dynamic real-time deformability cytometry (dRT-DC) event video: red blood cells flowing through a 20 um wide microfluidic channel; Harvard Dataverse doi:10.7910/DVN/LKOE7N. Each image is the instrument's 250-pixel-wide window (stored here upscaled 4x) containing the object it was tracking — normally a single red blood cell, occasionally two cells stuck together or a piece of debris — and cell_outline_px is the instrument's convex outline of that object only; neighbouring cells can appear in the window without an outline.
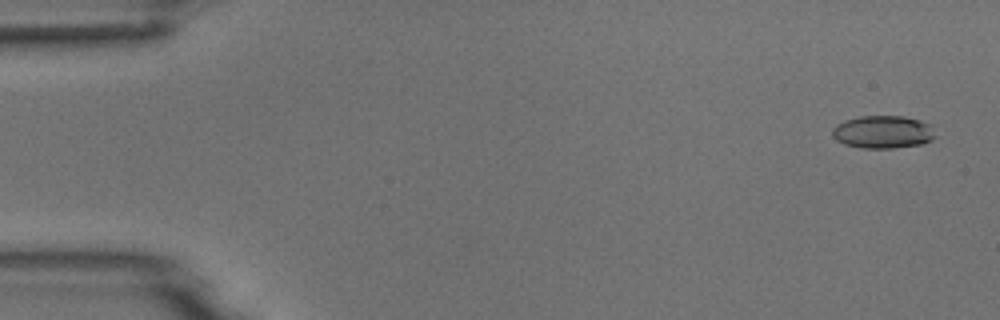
{"species": "common noctule bat (a hibernating species)", "species_latin": "Nyctalus noctula", "temperature_condition": "room temperature", "stored_images_in_passage": 4, "camera_frame_rate_fps": 3000, "um_per_image_px": 0.085, "animal": {"sex": "male", "body_mass_g": 18.8}, "frame": {"image": 1, "passage_image": 1, "time_ms": 0.0, "image_size_px": [1000, 320], "cell_outline_px": [[936, 136], [932, 140], [920, 144], [892, 148], [864, 148], [844, 144], [836, 140], [832, 136], [832, 128], [836, 124], [844, 120], [860, 116], [904, 116], [920, 120], [928, 124]], "centroid_in_image_um": [75.01, 11.21], "position_along_channel_um": 10.0, "area_um2": 19.65}}
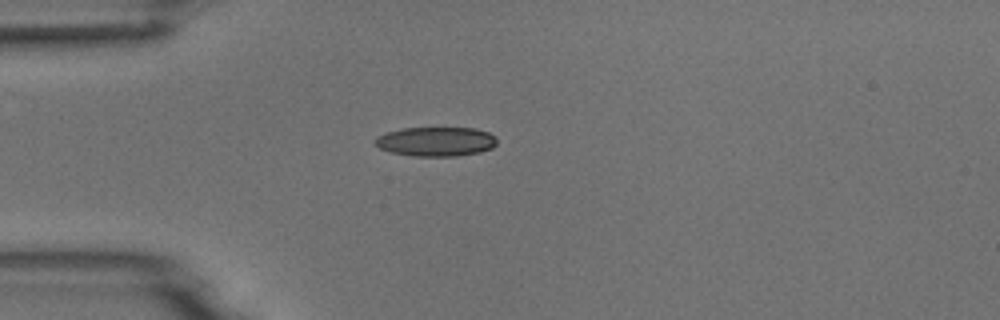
{"frame": {"image": 2, "passage_image": 4, "time_ms": 4.0, "image_size_px": [1000, 320], "cell_outline_px": [[496, 144], [492, 148], [480, 152], [456, 156], [412, 156], [392, 152], [380, 148], [376, 144], [376, 136], [388, 132], [404, 128], [476, 128], [488, 132], [496, 136]], "centroid_in_image_um": [37.1, 12.03], "position_along_channel_um": 47.9, "area_um2": 20.75}}